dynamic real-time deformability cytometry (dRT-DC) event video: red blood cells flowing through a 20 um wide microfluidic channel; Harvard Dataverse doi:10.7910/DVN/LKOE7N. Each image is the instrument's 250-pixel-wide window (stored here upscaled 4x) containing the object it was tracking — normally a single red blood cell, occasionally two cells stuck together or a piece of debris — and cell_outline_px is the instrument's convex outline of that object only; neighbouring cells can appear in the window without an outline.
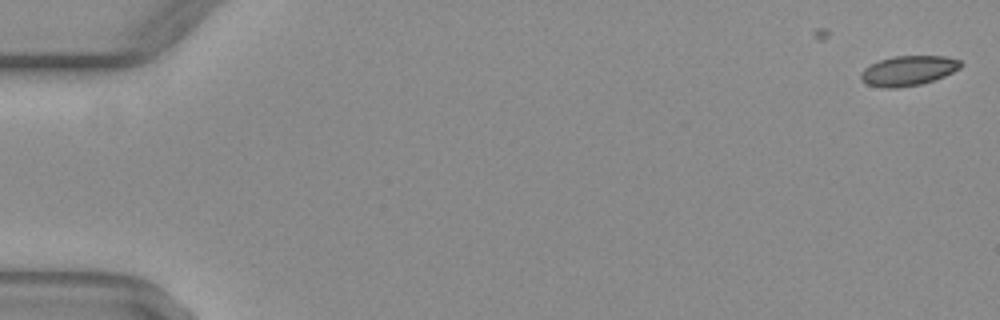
{"species": "common noctule bat (a hibernating species)", "species_latin": "Nyctalus noctula", "temperature_condition": "warm", "stored_images_in_passage": 18, "camera_frame_rate_fps": 3000, "um_per_image_px": 0.085, "animal": {"sex": "female", "body_mass_g": 29.2, "forearm_length_mm": 56.3}, "frame": {"image": 1, "passage_image": 1, "time_ms": 0.0, "image_size_px": [1000, 320], "cell_outline_px": [[964, 64], [960, 68], [944, 76], [920, 84], [896, 88], [884, 88], [868, 84], [860, 80], [860, 72], [864, 68], [880, 60], [892, 56], [944, 56], [960, 60]], "centroid_in_image_um": [77.19, 6.0], "position_along_channel_um": 7.8, "area_um2": 17.34}}